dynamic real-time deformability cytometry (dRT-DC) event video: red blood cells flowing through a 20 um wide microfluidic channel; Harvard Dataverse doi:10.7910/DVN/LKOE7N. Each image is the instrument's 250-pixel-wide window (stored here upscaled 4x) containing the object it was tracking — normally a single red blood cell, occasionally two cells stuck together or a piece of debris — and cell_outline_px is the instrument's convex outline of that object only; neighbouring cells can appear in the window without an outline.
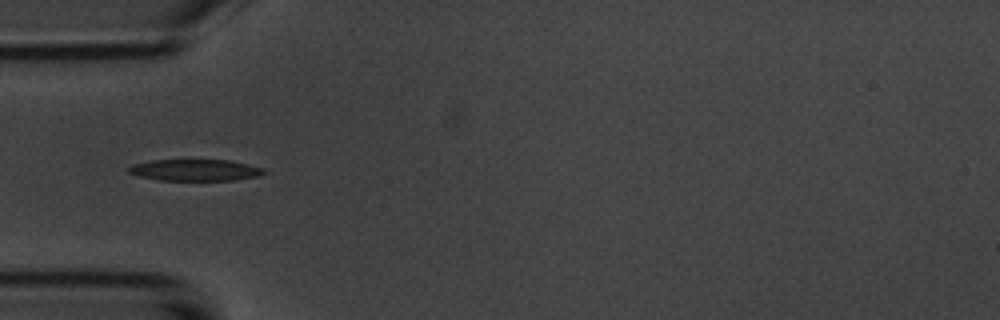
{"species": "common noctule bat (a hibernating species)", "species_latin": "Nyctalus noctula", "temperature_condition": "room temperature", "stored_images_in_passage": 15, "camera_frame_rate_fps": 3000, "um_per_image_px": 0.085, "animal": {"sex": "male", "body_mass_g": 20.1, "forearm_length_mm": 53.5}, "frame": {"image": 1, "passage_image": 5, "time_ms": 5.667, "image_size_px": [1000, 320], "cell_outline_px": [[268, 172], [256, 176], [232, 180], [160, 180], [140, 176], [128, 172], [128, 168], [132, 164], [152, 160], [228, 160], [248, 164], [264, 168]], "centroid_in_image_um": [16.59, 14.45], "position_along_channel_um": 68.4, "area_um2": 16.82}}
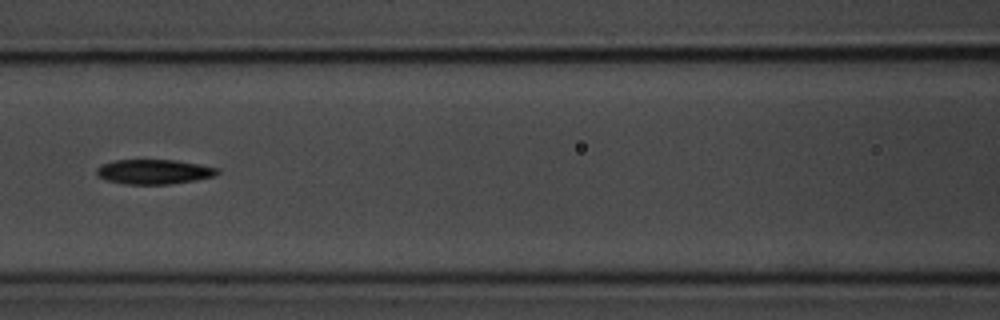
{"frame": {"image": 2, "passage_image": 7, "time_ms": 8.0, "image_size_px": [1000, 320], "cell_outline_px": [[220, 172], [216, 176], [196, 180], [168, 184], [124, 184], [108, 180], [96, 176], [96, 168], [100, 164], [116, 160], [176, 160], [216, 168]], "centroid_in_image_um": [13.05, 14.6], "position_along_channel_um": 153.6, "area_um2": 17.34}, "authors_computed_cell_mechanics": {"area_um2": 17.2822, "velocity_mm_per_s": 3.6155, "shape_relaxation_time_tau1_ms": 3.9782, "shape_relaxation_time_tau2_ms": 8.2446, "deformation_change_tau1": 0.1219, "deformation_change_tau2": 0.1753}}